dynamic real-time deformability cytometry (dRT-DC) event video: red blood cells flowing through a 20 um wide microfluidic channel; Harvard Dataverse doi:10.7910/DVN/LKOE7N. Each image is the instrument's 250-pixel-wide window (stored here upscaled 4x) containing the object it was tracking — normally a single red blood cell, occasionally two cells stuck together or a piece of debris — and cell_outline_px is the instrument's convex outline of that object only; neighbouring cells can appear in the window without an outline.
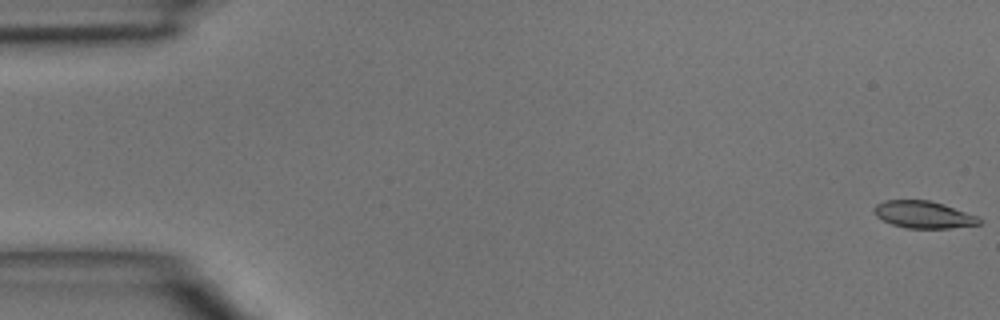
{"species": "common noctule bat (a hibernating species)", "species_latin": "Nyctalus noctula", "temperature_condition": "room temperature", "stored_images_in_passage": 4, "camera_frame_rate_fps": 3000, "um_per_image_px": 0.085, "animal": {"sex": "male", "body_mass_g": 15.6}, "frame": {"image": 1, "passage_image": 1, "time_ms": 0.0, "image_size_px": [1000, 320], "cell_outline_px": [[984, 220], [980, 224], [948, 228], [908, 228], [892, 224], [876, 216], [872, 212], [872, 208], [876, 204], [884, 200], [928, 200], [944, 204], [980, 216]], "centroid_in_image_um": [78.52, 18.23], "position_along_channel_um": 6.5, "area_um2": 16.82}}
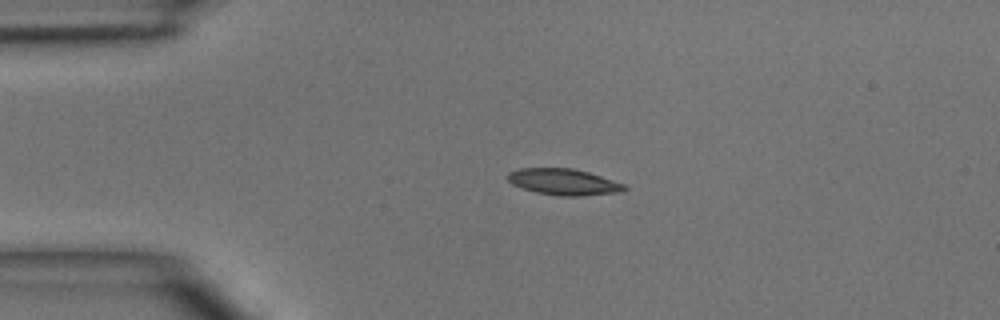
{"frame": {"image": 2, "passage_image": 3, "time_ms": 3.333, "image_size_px": [1000, 320], "cell_outline_px": [[628, 188], [620, 192], [580, 196], [560, 196], [536, 192], [512, 184], [508, 180], [508, 172], [520, 168], [572, 168], [588, 172], [624, 184]], "centroid_in_image_um": [47.9, 15.46], "position_along_channel_um": 37.1, "area_um2": 17.69}}